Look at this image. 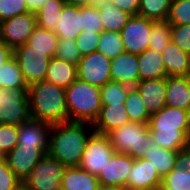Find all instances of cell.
<instances>
[{
	"label": "cell",
	"mask_w": 190,
	"mask_h": 190,
	"mask_svg": "<svg viewBox=\"0 0 190 190\" xmlns=\"http://www.w3.org/2000/svg\"><path fill=\"white\" fill-rule=\"evenodd\" d=\"M94 132L89 122L68 121L51 126L48 155L67 167L78 166L89 136Z\"/></svg>",
	"instance_id": "obj_1"
},
{
	"label": "cell",
	"mask_w": 190,
	"mask_h": 190,
	"mask_svg": "<svg viewBox=\"0 0 190 190\" xmlns=\"http://www.w3.org/2000/svg\"><path fill=\"white\" fill-rule=\"evenodd\" d=\"M148 126L155 142L164 149L179 151L190 145V112L164 106L150 115Z\"/></svg>",
	"instance_id": "obj_2"
},
{
	"label": "cell",
	"mask_w": 190,
	"mask_h": 190,
	"mask_svg": "<svg viewBox=\"0 0 190 190\" xmlns=\"http://www.w3.org/2000/svg\"><path fill=\"white\" fill-rule=\"evenodd\" d=\"M31 118L50 125L68 122L65 89L46 80L28 86Z\"/></svg>",
	"instance_id": "obj_3"
},
{
	"label": "cell",
	"mask_w": 190,
	"mask_h": 190,
	"mask_svg": "<svg viewBox=\"0 0 190 190\" xmlns=\"http://www.w3.org/2000/svg\"><path fill=\"white\" fill-rule=\"evenodd\" d=\"M65 92L68 121L93 124L102 107L100 87L77 78Z\"/></svg>",
	"instance_id": "obj_4"
},
{
	"label": "cell",
	"mask_w": 190,
	"mask_h": 190,
	"mask_svg": "<svg viewBox=\"0 0 190 190\" xmlns=\"http://www.w3.org/2000/svg\"><path fill=\"white\" fill-rule=\"evenodd\" d=\"M116 153H125L132 158H142L146 148L155 142L148 124L129 122L106 133Z\"/></svg>",
	"instance_id": "obj_5"
},
{
	"label": "cell",
	"mask_w": 190,
	"mask_h": 190,
	"mask_svg": "<svg viewBox=\"0 0 190 190\" xmlns=\"http://www.w3.org/2000/svg\"><path fill=\"white\" fill-rule=\"evenodd\" d=\"M30 119L28 88H0V124L20 126Z\"/></svg>",
	"instance_id": "obj_6"
},
{
	"label": "cell",
	"mask_w": 190,
	"mask_h": 190,
	"mask_svg": "<svg viewBox=\"0 0 190 190\" xmlns=\"http://www.w3.org/2000/svg\"><path fill=\"white\" fill-rule=\"evenodd\" d=\"M66 168V165L45 154L23 182L31 190H58Z\"/></svg>",
	"instance_id": "obj_7"
},
{
	"label": "cell",
	"mask_w": 190,
	"mask_h": 190,
	"mask_svg": "<svg viewBox=\"0 0 190 190\" xmlns=\"http://www.w3.org/2000/svg\"><path fill=\"white\" fill-rule=\"evenodd\" d=\"M114 153L107 135L94 131L87 140L78 166L98 177Z\"/></svg>",
	"instance_id": "obj_8"
},
{
	"label": "cell",
	"mask_w": 190,
	"mask_h": 190,
	"mask_svg": "<svg viewBox=\"0 0 190 190\" xmlns=\"http://www.w3.org/2000/svg\"><path fill=\"white\" fill-rule=\"evenodd\" d=\"M13 56L28 86L45 80L51 60L46 51L30 50V46L25 43L13 49Z\"/></svg>",
	"instance_id": "obj_9"
},
{
	"label": "cell",
	"mask_w": 190,
	"mask_h": 190,
	"mask_svg": "<svg viewBox=\"0 0 190 190\" xmlns=\"http://www.w3.org/2000/svg\"><path fill=\"white\" fill-rule=\"evenodd\" d=\"M78 79L102 87L111 81V59L95 51L84 55L77 64Z\"/></svg>",
	"instance_id": "obj_10"
},
{
	"label": "cell",
	"mask_w": 190,
	"mask_h": 190,
	"mask_svg": "<svg viewBox=\"0 0 190 190\" xmlns=\"http://www.w3.org/2000/svg\"><path fill=\"white\" fill-rule=\"evenodd\" d=\"M37 26L35 13L27 12L0 22V40L8 47H16L27 43L32 31Z\"/></svg>",
	"instance_id": "obj_11"
},
{
	"label": "cell",
	"mask_w": 190,
	"mask_h": 190,
	"mask_svg": "<svg viewBox=\"0 0 190 190\" xmlns=\"http://www.w3.org/2000/svg\"><path fill=\"white\" fill-rule=\"evenodd\" d=\"M152 20L132 15L120 32L125 52L139 55L149 48Z\"/></svg>",
	"instance_id": "obj_12"
},
{
	"label": "cell",
	"mask_w": 190,
	"mask_h": 190,
	"mask_svg": "<svg viewBox=\"0 0 190 190\" xmlns=\"http://www.w3.org/2000/svg\"><path fill=\"white\" fill-rule=\"evenodd\" d=\"M44 156L45 153L37 147L16 145L4 158L13 173L24 181Z\"/></svg>",
	"instance_id": "obj_13"
},
{
	"label": "cell",
	"mask_w": 190,
	"mask_h": 190,
	"mask_svg": "<svg viewBox=\"0 0 190 190\" xmlns=\"http://www.w3.org/2000/svg\"><path fill=\"white\" fill-rule=\"evenodd\" d=\"M135 158L125 153H114L97 177L99 184L127 188V178Z\"/></svg>",
	"instance_id": "obj_14"
},
{
	"label": "cell",
	"mask_w": 190,
	"mask_h": 190,
	"mask_svg": "<svg viewBox=\"0 0 190 190\" xmlns=\"http://www.w3.org/2000/svg\"><path fill=\"white\" fill-rule=\"evenodd\" d=\"M149 115L166 106L167 77L141 80L135 85Z\"/></svg>",
	"instance_id": "obj_15"
},
{
	"label": "cell",
	"mask_w": 190,
	"mask_h": 190,
	"mask_svg": "<svg viewBox=\"0 0 190 190\" xmlns=\"http://www.w3.org/2000/svg\"><path fill=\"white\" fill-rule=\"evenodd\" d=\"M161 183L162 177L159 175L157 168L150 164V161L144 158L134 160L133 166L128 173V190L155 188Z\"/></svg>",
	"instance_id": "obj_16"
},
{
	"label": "cell",
	"mask_w": 190,
	"mask_h": 190,
	"mask_svg": "<svg viewBox=\"0 0 190 190\" xmlns=\"http://www.w3.org/2000/svg\"><path fill=\"white\" fill-rule=\"evenodd\" d=\"M50 124L30 119L18 126V144L29 147H37L45 154L48 153Z\"/></svg>",
	"instance_id": "obj_17"
},
{
	"label": "cell",
	"mask_w": 190,
	"mask_h": 190,
	"mask_svg": "<svg viewBox=\"0 0 190 190\" xmlns=\"http://www.w3.org/2000/svg\"><path fill=\"white\" fill-rule=\"evenodd\" d=\"M111 81L134 87L139 82L138 55L124 51L112 59Z\"/></svg>",
	"instance_id": "obj_18"
},
{
	"label": "cell",
	"mask_w": 190,
	"mask_h": 190,
	"mask_svg": "<svg viewBox=\"0 0 190 190\" xmlns=\"http://www.w3.org/2000/svg\"><path fill=\"white\" fill-rule=\"evenodd\" d=\"M59 18L53 31L58 38L75 40L83 31L82 7L65 4Z\"/></svg>",
	"instance_id": "obj_19"
},
{
	"label": "cell",
	"mask_w": 190,
	"mask_h": 190,
	"mask_svg": "<svg viewBox=\"0 0 190 190\" xmlns=\"http://www.w3.org/2000/svg\"><path fill=\"white\" fill-rule=\"evenodd\" d=\"M161 54L167 76H190V54L182 51L172 40Z\"/></svg>",
	"instance_id": "obj_20"
},
{
	"label": "cell",
	"mask_w": 190,
	"mask_h": 190,
	"mask_svg": "<svg viewBox=\"0 0 190 190\" xmlns=\"http://www.w3.org/2000/svg\"><path fill=\"white\" fill-rule=\"evenodd\" d=\"M129 117L124 104L102 106L99 116L93 122L95 132L106 134L116 127L129 123Z\"/></svg>",
	"instance_id": "obj_21"
},
{
	"label": "cell",
	"mask_w": 190,
	"mask_h": 190,
	"mask_svg": "<svg viewBox=\"0 0 190 190\" xmlns=\"http://www.w3.org/2000/svg\"><path fill=\"white\" fill-rule=\"evenodd\" d=\"M166 106L190 112L189 76H167Z\"/></svg>",
	"instance_id": "obj_22"
},
{
	"label": "cell",
	"mask_w": 190,
	"mask_h": 190,
	"mask_svg": "<svg viewBox=\"0 0 190 190\" xmlns=\"http://www.w3.org/2000/svg\"><path fill=\"white\" fill-rule=\"evenodd\" d=\"M77 78V65L56 57L51 58L45 78L47 82L66 89Z\"/></svg>",
	"instance_id": "obj_23"
},
{
	"label": "cell",
	"mask_w": 190,
	"mask_h": 190,
	"mask_svg": "<svg viewBox=\"0 0 190 190\" xmlns=\"http://www.w3.org/2000/svg\"><path fill=\"white\" fill-rule=\"evenodd\" d=\"M99 179L79 166L67 167L62 177L64 190H98Z\"/></svg>",
	"instance_id": "obj_24"
},
{
	"label": "cell",
	"mask_w": 190,
	"mask_h": 190,
	"mask_svg": "<svg viewBox=\"0 0 190 190\" xmlns=\"http://www.w3.org/2000/svg\"><path fill=\"white\" fill-rule=\"evenodd\" d=\"M139 81L167 77L162 54L148 48L138 55Z\"/></svg>",
	"instance_id": "obj_25"
},
{
	"label": "cell",
	"mask_w": 190,
	"mask_h": 190,
	"mask_svg": "<svg viewBox=\"0 0 190 190\" xmlns=\"http://www.w3.org/2000/svg\"><path fill=\"white\" fill-rule=\"evenodd\" d=\"M101 18L103 31L106 32H121L132 15L121 10L108 1H103L97 5Z\"/></svg>",
	"instance_id": "obj_26"
},
{
	"label": "cell",
	"mask_w": 190,
	"mask_h": 190,
	"mask_svg": "<svg viewBox=\"0 0 190 190\" xmlns=\"http://www.w3.org/2000/svg\"><path fill=\"white\" fill-rule=\"evenodd\" d=\"M146 149L142 158L150 161V164L157 168L161 177H164L175 167L178 151L161 148L156 142Z\"/></svg>",
	"instance_id": "obj_27"
},
{
	"label": "cell",
	"mask_w": 190,
	"mask_h": 190,
	"mask_svg": "<svg viewBox=\"0 0 190 190\" xmlns=\"http://www.w3.org/2000/svg\"><path fill=\"white\" fill-rule=\"evenodd\" d=\"M58 39L53 31L37 25L26 44L30 46V50L46 51V55L53 58L56 54Z\"/></svg>",
	"instance_id": "obj_28"
},
{
	"label": "cell",
	"mask_w": 190,
	"mask_h": 190,
	"mask_svg": "<svg viewBox=\"0 0 190 190\" xmlns=\"http://www.w3.org/2000/svg\"><path fill=\"white\" fill-rule=\"evenodd\" d=\"M0 88H28L14 56L0 66Z\"/></svg>",
	"instance_id": "obj_29"
},
{
	"label": "cell",
	"mask_w": 190,
	"mask_h": 190,
	"mask_svg": "<svg viewBox=\"0 0 190 190\" xmlns=\"http://www.w3.org/2000/svg\"><path fill=\"white\" fill-rule=\"evenodd\" d=\"M64 6V0H48L47 3L35 13L37 25L44 29L54 31Z\"/></svg>",
	"instance_id": "obj_30"
},
{
	"label": "cell",
	"mask_w": 190,
	"mask_h": 190,
	"mask_svg": "<svg viewBox=\"0 0 190 190\" xmlns=\"http://www.w3.org/2000/svg\"><path fill=\"white\" fill-rule=\"evenodd\" d=\"M130 122L148 124L150 115L143 105L141 95L136 87H130L124 103Z\"/></svg>",
	"instance_id": "obj_31"
},
{
	"label": "cell",
	"mask_w": 190,
	"mask_h": 190,
	"mask_svg": "<svg viewBox=\"0 0 190 190\" xmlns=\"http://www.w3.org/2000/svg\"><path fill=\"white\" fill-rule=\"evenodd\" d=\"M170 6L171 0H140L137 15L154 21L167 20Z\"/></svg>",
	"instance_id": "obj_32"
},
{
	"label": "cell",
	"mask_w": 190,
	"mask_h": 190,
	"mask_svg": "<svg viewBox=\"0 0 190 190\" xmlns=\"http://www.w3.org/2000/svg\"><path fill=\"white\" fill-rule=\"evenodd\" d=\"M149 48L162 53L171 41V24L167 20H152Z\"/></svg>",
	"instance_id": "obj_33"
},
{
	"label": "cell",
	"mask_w": 190,
	"mask_h": 190,
	"mask_svg": "<svg viewBox=\"0 0 190 190\" xmlns=\"http://www.w3.org/2000/svg\"><path fill=\"white\" fill-rule=\"evenodd\" d=\"M130 86L109 81L100 88L102 106L112 104H124L127 99V94Z\"/></svg>",
	"instance_id": "obj_34"
},
{
	"label": "cell",
	"mask_w": 190,
	"mask_h": 190,
	"mask_svg": "<svg viewBox=\"0 0 190 190\" xmlns=\"http://www.w3.org/2000/svg\"><path fill=\"white\" fill-rule=\"evenodd\" d=\"M97 51L103 53L111 60L124 52L120 32L103 31L98 42Z\"/></svg>",
	"instance_id": "obj_35"
},
{
	"label": "cell",
	"mask_w": 190,
	"mask_h": 190,
	"mask_svg": "<svg viewBox=\"0 0 190 190\" xmlns=\"http://www.w3.org/2000/svg\"><path fill=\"white\" fill-rule=\"evenodd\" d=\"M161 184L170 190H190V171L175 166L162 177Z\"/></svg>",
	"instance_id": "obj_36"
},
{
	"label": "cell",
	"mask_w": 190,
	"mask_h": 190,
	"mask_svg": "<svg viewBox=\"0 0 190 190\" xmlns=\"http://www.w3.org/2000/svg\"><path fill=\"white\" fill-rule=\"evenodd\" d=\"M55 57L77 65L83 56L74 39L59 38Z\"/></svg>",
	"instance_id": "obj_37"
},
{
	"label": "cell",
	"mask_w": 190,
	"mask_h": 190,
	"mask_svg": "<svg viewBox=\"0 0 190 190\" xmlns=\"http://www.w3.org/2000/svg\"><path fill=\"white\" fill-rule=\"evenodd\" d=\"M167 21L171 25L190 24V0L171 1Z\"/></svg>",
	"instance_id": "obj_38"
},
{
	"label": "cell",
	"mask_w": 190,
	"mask_h": 190,
	"mask_svg": "<svg viewBox=\"0 0 190 190\" xmlns=\"http://www.w3.org/2000/svg\"><path fill=\"white\" fill-rule=\"evenodd\" d=\"M82 27L84 31L102 33V23L97 6L82 7Z\"/></svg>",
	"instance_id": "obj_39"
},
{
	"label": "cell",
	"mask_w": 190,
	"mask_h": 190,
	"mask_svg": "<svg viewBox=\"0 0 190 190\" xmlns=\"http://www.w3.org/2000/svg\"><path fill=\"white\" fill-rule=\"evenodd\" d=\"M18 144V126L0 124V151L6 155Z\"/></svg>",
	"instance_id": "obj_40"
},
{
	"label": "cell",
	"mask_w": 190,
	"mask_h": 190,
	"mask_svg": "<svg viewBox=\"0 0 190 190\" xmlns=\"http://www.w3.org/2000/svg\"><path fill=\"white\" fill-rule=\"evenodd\" d=\"M27 12L25 0H0V22Z\"/></svg>",
	"instance_id": "obj_41"
},
{
	"label": "cell",
	"mask_w": 190,
	"mask_h": 190,
	"mask_svg": "<svg viewBox=\"0 0 190 190\" xmlns=\"http://www.w3.org/2000/svg\"><path fill=\"white\" fill-rule=\"evenodd\" d=\"M100 37L101 33H93L83 30L75 39L81 55L84 56L97 51Z\"/></svg>",
	"instance_id": "obj_42"
},
{
	"label": "cell",
	"mask_w": 190,
	"mask_h": 190,
	"mask_svg": "<svg viewBox=\"0 0 190 190\" xmlns=\"http://www.w3.org/2000/svg\"><path fill=\"white\" fill-rule=\"evenodd\" d=\"M171 40L190 54V24L171 25Z\"/></svg>",
	"instance_id": "obj_43"
},
{
	"label": "cell",
	"mask_w": 190,
	"mask_h": 190,
	"mask_svg": "<svg viewBox=\"0 0 190 190\" xmlns=\"http://www.w3.org/2000/svg\"><path fill=\"white\" fill-rule=\"evenodd\" d=\"M21 180L8 167L5 158L0 159V190H13Z\"/></svg>",
	"instance_id": "obj_44"
},
{
	"label": "cell",
	"mask_w": 190,
	"mask_h": 190,
	"mask_svg": "<svg viewBox=\"0 0 190 190\" xmlns=\"http://www.w3.org/2000/svg\"><path fill=\"white\" fill-rule=\"evenodd\" d=\"M114 6L129 13L137 15L139 11L140 0H110Z\"/></svg>",
	"instance_id": "obj_45"
},
{
	"label": "cell",
	"mask_w": 190,
	"mask_h": 190,
	"mask_svg": "<svg viewBox=\"0 0 190 190\" xmlns=\"http://www.w3.org/2000/svg\"><path fill=\"white\" fill-rule=\"evenodd\" d=\"M175 166L190 171V145L178 151Z\"/></svg>",
	"instance_id": "obj_46"
},
{
	"label": "cell",
	"mask_w": 190,
	"mask_h": 190,
	"mask_svg": "<svg viewBox=\"0 0 190 190\" xmlns=\"http://www.w3.org/2000/svg\"><path fill=\"white\" fill-rule=\"evenodd\" d=\"M13 56V49L0 40V66Z\"/></svg>",
	"instance_id": "obj_47"
},
{
	"label": "cell",
	"mask_w": 190,
	"mask_h": 190,
	"mask_svg": "<svg viewBox=\"0 0 190 190\" xmlns=\"http://www.w3.org/2000/svg\"><path fill=\"white\" fill-rule=\"evenodd\" d=\"M66 5H72V6H96L98 3L108 0H64Z\"/></svg>",
	"instance_id": "obj_48"
},
{
	"label": "cell",
	"mask_w": 190,
	"mask_h": 190,
	"mask_svg": "<svg viewBox=\"0 0 190 190\" xmlns=\"http://www.w3.org/2000/svg\"><path fill=\"white\" fill-rule=\"evenodd\" d=\"M48 0H25L28 12L36 13L40 10Z\"/></svg>",
	"instance_id": "obj_49"
},
{
	"label": "cell",
	"mask_w": 190,
	"mask_h": 190,
	"mask_svg": "<svg viewBox=\"0 0 190 190\" xmlns=\"http://www.w3.org/2000/svg\"><path fill=\"white\" fill-rule=\"evenodd\" d=\"M98 190H128L126 187L100 184Z\"/></svg>",
	"instance_id": "obj_50"
},
{
	"label": "cell",
	"mask_w": 190,
	"mask_h": 190,
	"mask_svg": "<svg viewBox=\"0 0 190 190\" xmlns=\"http://www.w3.org/2000/svg\"><path fill=\"white\" fill-rule=\"evenodd\" d=\"M13 190H31L23 181L19 182Z\"/></svg>",
	"instance_id": "obj_51"
},
{
	"label": "cell",
	"mask_w": 190,
	"mask_h": 190,
	"mask_svg": "<svg viewBox=\"0 0 190 190\" xmlns=\"http://www.w3.org/2000/svg\"><path fill=\"white\" fill-rule=\"evenodd\" d=\"M159 190H170L167 187H164L162 184L159 185Z\"/></svg>",
	"instance_id": "obj_52"
},
{
	"label": "cell",
	"mask_w": 190,
	"mask_h": 190,
	"mask_svg": "<svg viewBox=\"0 0 190 190\" xmlns=\"http://www.w3.org/2000/svg\"><path fill=\"white\" fill-rule=\"evenodd\" d=\"M143 190H159V186H157L155 188H149V189H143Z\"/></svg>",
	"instance_id": "obj_53"
},
{
	"label": "cell",
	"mask_w": 190,
	"mask_h": 190,
	"mask_svg": "<svg viewBox=\"0 0 190 190\" xmlns=\"http://www.w3.org/2000/svg\"><path fill=\"white\" fill-rule=\"evenodd\" d=\"M5 155L0 151V159L4 158Z\"/></svg>",
	"instance_id": "obj_54"
}]
</instances>
